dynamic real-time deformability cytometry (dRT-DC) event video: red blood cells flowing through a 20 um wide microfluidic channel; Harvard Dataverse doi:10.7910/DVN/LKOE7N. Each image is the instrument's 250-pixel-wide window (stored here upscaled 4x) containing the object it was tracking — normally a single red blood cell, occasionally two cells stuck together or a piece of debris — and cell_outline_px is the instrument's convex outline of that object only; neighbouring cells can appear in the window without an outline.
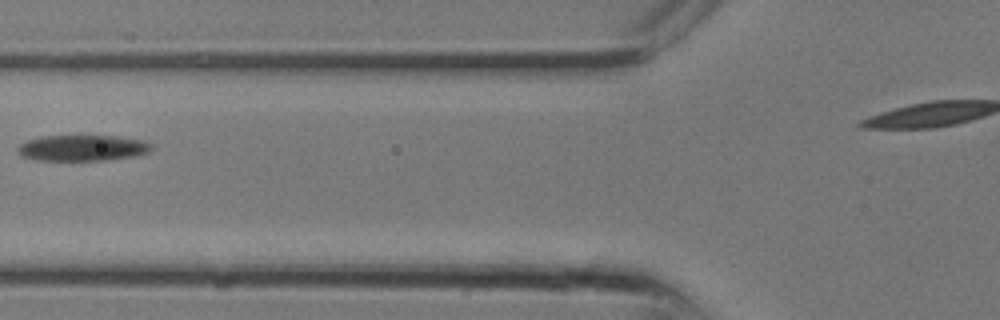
{"species": "common noctule bat (a hibernating species)", "species_latin": "Nyctalus noctula", "temperature_condition": "room temperature", "stored_images_in_passage": 15, "camera_frame_rate_fps": 3000, "um_per_image_px": 0.085, "animal": {"sex": "male", "body_mass_g": 13.3}, "frame": {"image": 1, "passage_image": 11, "time_ms": 3.333, "image_size_px": [1000, 320], "cell_outline_px": [[152, 148], [148, 152], [132, 156], [104, 160], [36, 160], [20, 156], [16, 152], [16, 148], [20, 144], [28, 140], [40, 136], [116, 136], [144, 140], [152, 144]], "centroid_in_image_um": [6.96, 12.57], "position_along_channel_um": 118.8, "area_um2": 20.23}}